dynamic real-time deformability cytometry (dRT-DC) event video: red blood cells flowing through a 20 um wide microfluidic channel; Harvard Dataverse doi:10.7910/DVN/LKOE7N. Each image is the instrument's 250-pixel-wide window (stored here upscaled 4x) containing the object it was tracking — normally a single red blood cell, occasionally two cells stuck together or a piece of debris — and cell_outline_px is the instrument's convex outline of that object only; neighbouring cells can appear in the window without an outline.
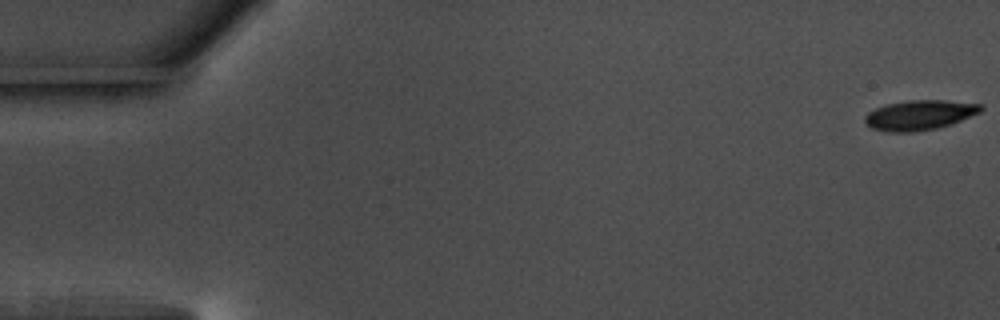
{"species": "common noctule bat (a hibernating species)", "species_latin": "Nyctalus noctula", "temperature_condition": "warm", "stored_images_in_passage": 9, "camera_frame_rate_fps": 3000, "um_per_image_px": 0.085, "animal": {"sex": "male", "body_mass_g": 17.5, "forearm_length_mm": 52.3}, "frame": {"image": 1, "passage_image": 1, "time_ms": 0.0, "image_size_px": [1000, 320], "cell_outline_px": [[984, 108], [980, 112], [960, 120], [936, 128], [912, 132], [888, 132], [872, 128], [864, 120], [864, 116], [868, 112], [884, 104], [908, 100], [944, 100], [984, 104]], "centroid_in_image_um": [78.15, 9.76], "position_along_channel_um": 6.9, "area_um2": 20.11}}